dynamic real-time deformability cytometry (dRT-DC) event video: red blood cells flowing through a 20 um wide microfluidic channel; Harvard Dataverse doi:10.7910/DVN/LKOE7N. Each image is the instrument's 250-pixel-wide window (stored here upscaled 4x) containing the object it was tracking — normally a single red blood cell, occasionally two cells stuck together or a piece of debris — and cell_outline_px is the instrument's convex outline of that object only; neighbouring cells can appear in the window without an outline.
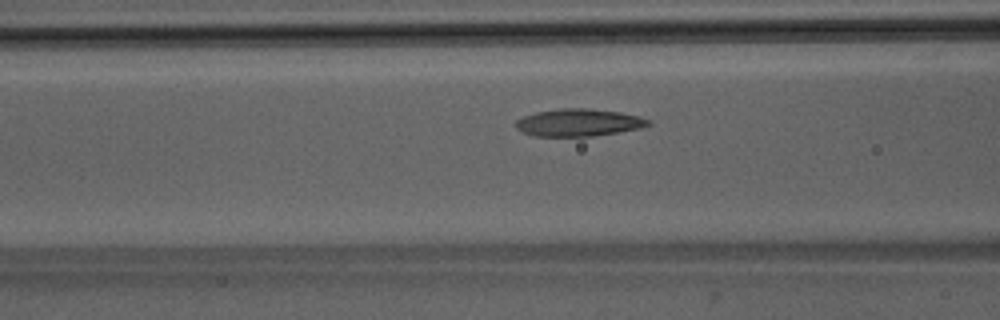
{"species": "Egyptian fruit bat (a non-hibernating species)", "species_latin": "Rousettus aegyptiacus", "temperature_condition": "room temperature", "stored_images_in_passage": 45, "camera_frame_rate_fps": 3000, "um_per_image_px": 0.085, "animal": {"sex": "male"}, "frame": {"image": 1, "passage_image": 14, "time_ms": 4.333, "image_size_px": [1000, 320], "cell_outline_px": [[652, 124], [640, 128], [620, 132], [592, 136], [532, 136], [516, 128], [516, 120], [524, 116], [536, 112], [560, 108], [588, 108], [620, 112], [640, 116], [648, 120]], "centroid_in_image_um": [49.19, 10.41], "position_along_channel_um": 117.4, "area_um2": 21.15}}
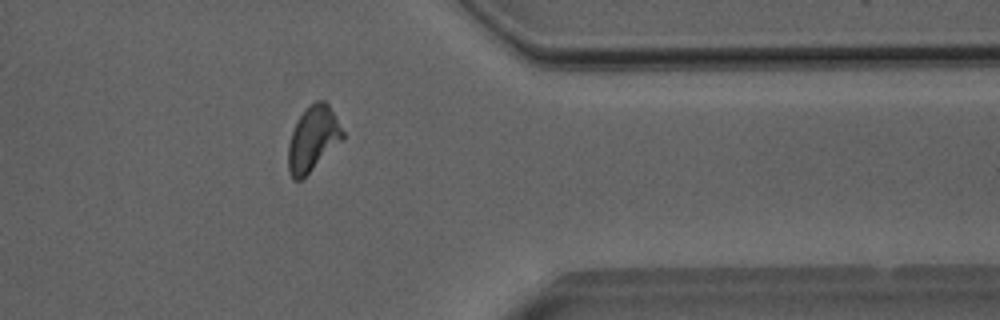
{"frame": {"image": 2, "passage_image": 35, "time_ms": 11.333, "image_size_px": [1000, 320], "cell_outline_px": [[344, 140], [300, 180], [292, 180], [288, 172], [288, 144], [292, 132], [304, 108], [308, 104], [316, 100], [324, 100], [328, 104], [344, 132]], "centroid_in_image_um": [26.6, 11.79], "position_along_channel_um": 384.8, "area_um2": 20.63}}
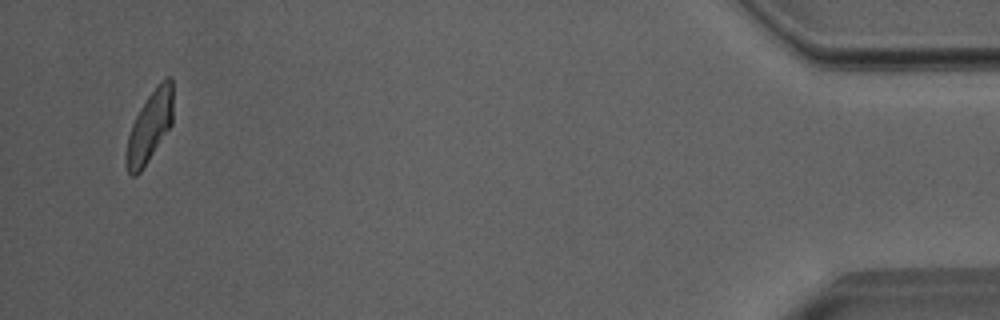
{"frame": {"image": 3, "passage_image": 43, "time_ms": 14.0, "image_size_px": [1000, 320], "cell_outline_px": [[172, 124], [140, 172], [136, 176], [132, 176], [128, 172], [124, 164], [124, 160], [128, 136], [132, 124], [140, 108], [148, 96], [160, 80], [164, 76], [172, 76]], "centroid_in_image_um": [12.71, 10.75], "position_along_channel_um": 422.5, "area_um2": 19.31}, "authors_computed_cell_mechanics": {"area_um2": 20.6346, "velocity_mm_per_s": 3.9954, "shape_relaxation_time_tau1_ms": 8.9339, "shape_relaxation_time_tau2_ms": 2.4896, "deformation_change_tau1": 0.2098, "deformation_change_tau2": 0.1019}}